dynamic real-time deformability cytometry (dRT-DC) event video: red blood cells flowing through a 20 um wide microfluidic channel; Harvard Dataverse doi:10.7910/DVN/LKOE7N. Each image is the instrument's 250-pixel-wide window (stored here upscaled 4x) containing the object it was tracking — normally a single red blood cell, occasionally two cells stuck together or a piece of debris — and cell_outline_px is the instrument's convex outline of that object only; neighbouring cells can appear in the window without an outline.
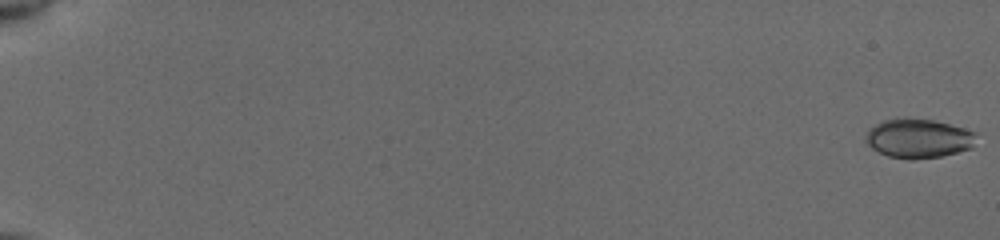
{"species": "common noctule bat (a hibernating species)", "species_latin": "Nyctalus noctula", "temperature_condition": "cold", "stored_images_in_passage": 51, "camera_frame_rate_fps": 3000, "um_per_image_px": 0.085, "animal": {"sex": "female", "body_mass_g": 19.5, "forearm_length_mm": 54.1}, "frame": {"image": 1, "passage_image": 1, "time_ms": 0.0, "image_size_px": [1000, 240], "cell_outline_px": [[976, 132], [972, 148], [940, 156], [912, 160], [908, 160], [888, 156], [872, 148], [864, 140], [864, 136], [868, 128], [884, 120], [932, 120], [964, 128]], "centroid_in_image_um": [78.04, 11.79], "position_along_channel_um": 7.0, "area_um2": 24.8}}
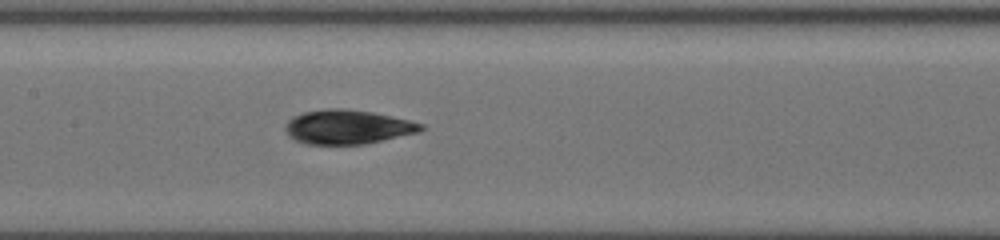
{"frame": {"image": 2, "passage_image": 30, "time_ms": 9.667, "image_size_px": [1000, 240], "cell_outline_px": [[424, 128], [420, 132], [364, 144], [304, 144], [288, 136], [284, 128], [288, 120], [292, 116], [304, 112], [328, 108], [344, 108], [372, 112], [408, 120], [424, 124]], "centroid_in_image_um": [29.52, 10.79], "position_along_channel_um": 177.9, "area_um2": 27.05}}
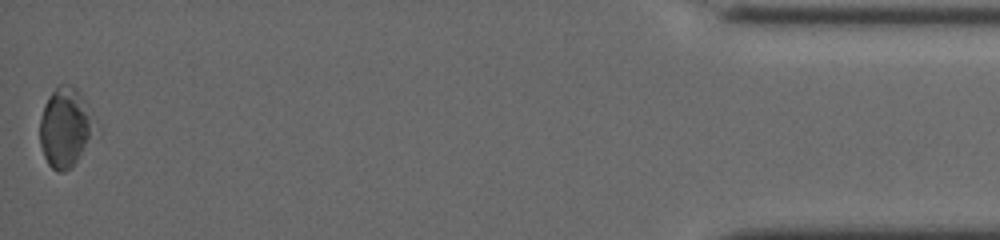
{"frame": {"image": 3, "passage_image": 51, "time_ms": 18.0, "image_size_px": [1000, 240], "cell_outline_px": [[88, 136], [72, 168], [64, 172], [56, 172], [48, 164], [44, 156], [40, 144], [40, 120], [44, 104], [48, 96], [60, 84], [68, 84], [76, 88], [80, 92], [88, 116]], "centroid_in_image_um": [5.39, 10.84], "position_along_channel_um": 429.8, "area_um2": 23.64}, "authors_computed_cell_mechanics": {"area_um2": 24.7962, "velocity_mm_per_s": 3.9423, "shape_relaxation_time_tau1_ms": 4.9295, "shape_relaxation_time_tau2_ms": null, "deformation_change_tau1": 0.1129, "deformation_change_tau2": null}}